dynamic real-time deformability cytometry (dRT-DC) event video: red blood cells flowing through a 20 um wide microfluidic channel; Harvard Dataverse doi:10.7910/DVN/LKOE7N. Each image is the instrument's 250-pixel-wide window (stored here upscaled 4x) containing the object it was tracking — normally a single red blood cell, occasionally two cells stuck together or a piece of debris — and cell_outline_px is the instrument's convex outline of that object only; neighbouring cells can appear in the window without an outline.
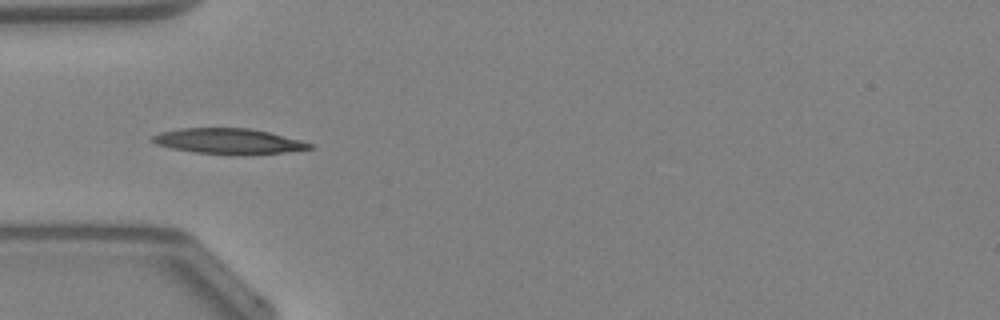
{"species": "Egyptian fruit bat (a non-hibernating species)", "species_latin": "Rousettus aegyptiacus", "temperature_condition": "warm", "stored_images_in_passage": 33, "camera_frame_rate_fps": 3000, "um_per_image_px": 0.085, "animal": {"sex": "female"}, "frame": {"image": 1, "passage_image": 1, "time_ms": 0.0, "image_size_px": [1000, 320], "cell_outline_px": [[312, 148], [284, 152], [244, 156], [192, 152], [172, 148], [156, 144], [148, 140], [152, 136], [160, 132], [180, 128], [248, 128], [268, 132], [300, 140], [312, 144]], "centroid_in_image_um": [19.37, 12.01], "position_along_channel_um": 65.6, "area_um2": 23.52}, "authors_computed_cell_mechanics": {"area_um2": 21.8484, "velocity_mm_per_s": 4.278, "shape_relaxation_time_tau1_ms": 9.0566, "shape_relaxation_time_tau2_ms": null, "deformation_change_tau1": 0.1884, "deformation_change_tau2": null}}